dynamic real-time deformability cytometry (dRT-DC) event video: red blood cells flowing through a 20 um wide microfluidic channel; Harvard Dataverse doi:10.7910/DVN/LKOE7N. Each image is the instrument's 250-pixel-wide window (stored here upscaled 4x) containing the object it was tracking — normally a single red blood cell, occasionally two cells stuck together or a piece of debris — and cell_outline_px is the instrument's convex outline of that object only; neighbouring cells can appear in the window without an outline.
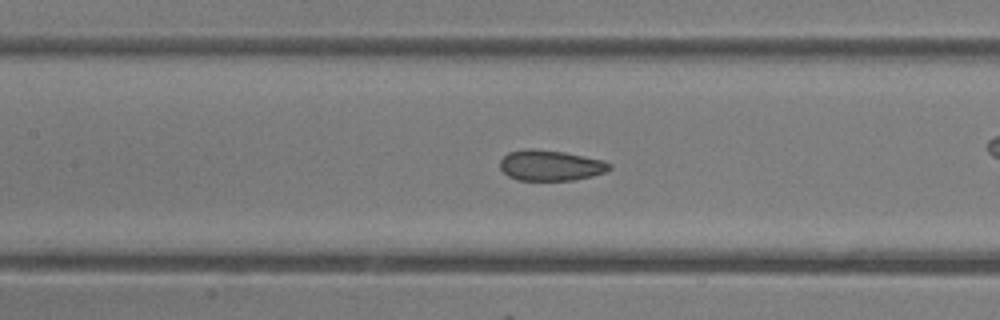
{"species": "common noctule bat (a hibernating species)", "species_latin": "Nyctalus noctula", "temperature_condition": "room temperature", "stored_images_in_passage": 48, "camera_frame_rate_fps": 3000, "um_per_image_px": 0.085, "animal": {"sex": "female"}, "frame": {"image": 1, "passage_image": 21, "time_ms": 6.667, "image_size_px": [1000, 320], "cell_outline_px": [[612, 168], [604, 172], [592, 176], [572, 180], [516, 180], [508, 176], [500, 168], [500, 160], [508, 152], [524, 148], [532, 148], [564, 152], [604, 160], [612, 164]], "centroid_in_image_um": [46.78, 14.05], "position_along_channel_um": 160.6, "area_um2": 19.65}, "authors_computed_cell_mechanics": {"area_um2": 21.1837, "velocity_mm_per_s": 4.2516, "shape_relaxation_time_tau1_ms": null, "shape_relaxation_time_tau2_ms": 0.9887, "deformation_change_tau1": null, "deformation_change_tau2": 0.0655}}